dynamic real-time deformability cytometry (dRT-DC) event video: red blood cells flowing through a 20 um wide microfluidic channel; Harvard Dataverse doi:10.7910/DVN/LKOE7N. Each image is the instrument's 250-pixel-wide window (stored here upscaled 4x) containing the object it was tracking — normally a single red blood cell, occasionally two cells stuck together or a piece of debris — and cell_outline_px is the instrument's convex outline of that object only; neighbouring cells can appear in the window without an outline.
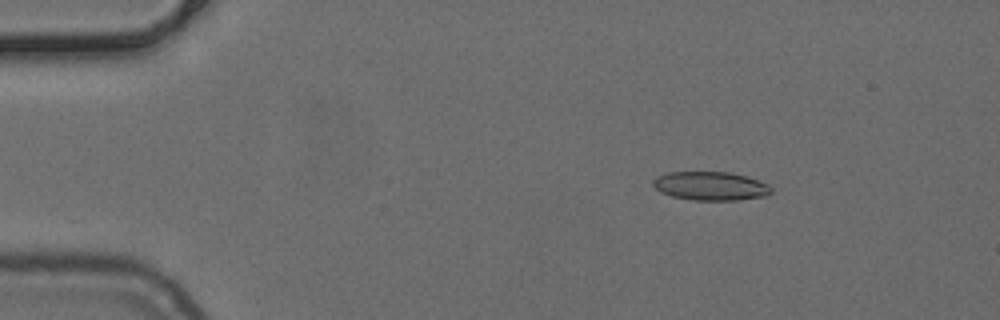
{"species": "common noctule bat (a hibernating species)", "species_latin": "Nyctalus noctula", "temperature_condition": "cold", "stored_images_in_passage": 50, "camera_frame_rate_fps": 3000, "um_per_image_px": 0.085, "animal": {"sex": "female", "body_mass_g": 24.6, "forearm_length_mm": 56.2}, "frame": {"image": 1, "passage_image": 7, "time_ms": 2.0, "image_size_px": [1000, 320], "cell_outline_px": [[772, 192], [768, 196], [736, 200], [692, 200], [672, 196], [660, 192], [652, 184], [652, 180], [656, 176], [668, 172], [728, 172], [748, 176], [768, 184], [772, 188]], "centroid_in_image_um": [60.41, 15.81], "position_along_channel_um": 24.6, "area_um2": 19.94}}
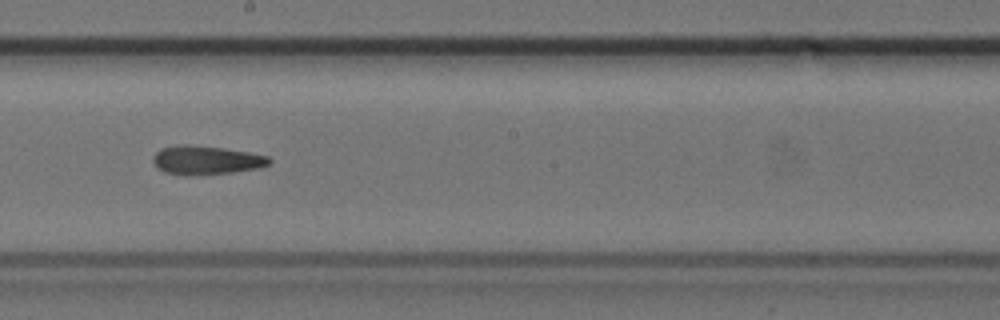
{"frame": {"image": 2, "passage_image": 28, "time_ms": 9.0, "image_size_px": [1000, 320], "cell_outline_px": [[272, 160], [268, 164], [260, 168], [232, 172], [188, 176], [184, 176], [164, 172], [156, 168], [152, 160], [152, 156], [160, 148], [180, 144], [188, 144], [224, 148], [248, 152], [268, 156]], "centroid_in_image_um": [17.47, 13.61], "position_along_channel_um": 230.7, "area_um2": 19.77}}
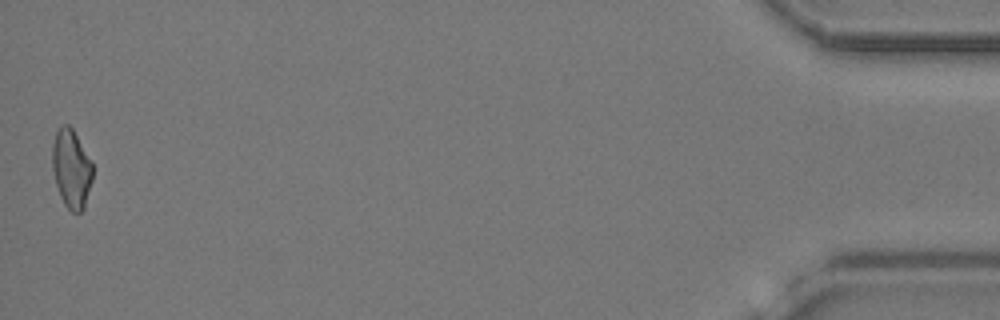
{"frame": {"image": 3, "passage_image": 50, "time_ms": 16.333, "image_size_px": [1000, 320], "cell_outline_px": [[92, 180], [84, 208], [80, 212], [72, 212], [64, 204], [60, 196], [56, 184], [52, 168], [52, 144], [56, 132], [64, 124], [68, 124], [72, 128], [92, 160]], "centroid_in_image_um": [6.07, 14.33], "position_along_channel_um": 429.1, "area_um2": 18.5}}